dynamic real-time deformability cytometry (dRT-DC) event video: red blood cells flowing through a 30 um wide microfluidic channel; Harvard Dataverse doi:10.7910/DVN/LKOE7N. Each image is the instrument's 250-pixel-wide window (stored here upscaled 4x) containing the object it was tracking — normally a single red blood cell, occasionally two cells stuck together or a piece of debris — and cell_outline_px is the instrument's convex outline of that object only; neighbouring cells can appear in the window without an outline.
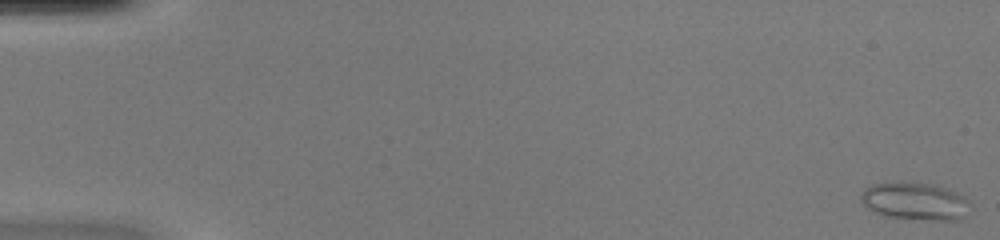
{"species": "common noctule bat (a hibernating species)", "species_latin": "Nyctalus noctula", "temperature_condition": "warm", "stored_images_in_passage": 49, "camera_frame_rate_fps": 3000, "um_per_image_px": 0.085, "animal": {"sex": "female", "body_mass_g": 20.0, "forearm_length_mm": 54.0}, "frame": {"image": 1, "passage_image": 1, "time_ms": 0.0, "image_size_px": [1000, 240], "cell_outline_px": [[968, 200], [964, 220], [936, 220], [884, 216], [872, 212], [860, 200], [860, 196], [864, 188], [872, 184], [936, 184], [948, 188], [964, 196]], "centroid_in_image_um": [77.78, 17.13], "position_along_channel_um": 7.2, "area_um2": 23.47}}
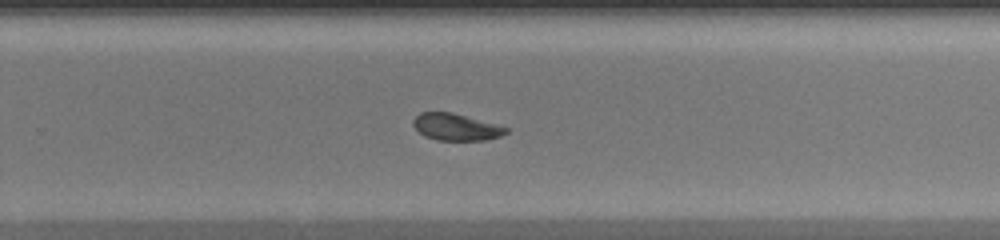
{"frame": {"image": 2, "passage_image": 33, "time_ms": 10.667, "image_size_px": [1000, 240], "cell_outline_px": [[508, 132], [500, 136], [484, 140], [436, 140], [424, 136], [412, 124], [412, 120], [420, 112], [452, 112], [496, 124], [508, 128]], "centroid_in_image_um": [38.74, 10.79], "position_along_channel_um": 291.1, "area_um2": 14.45}}
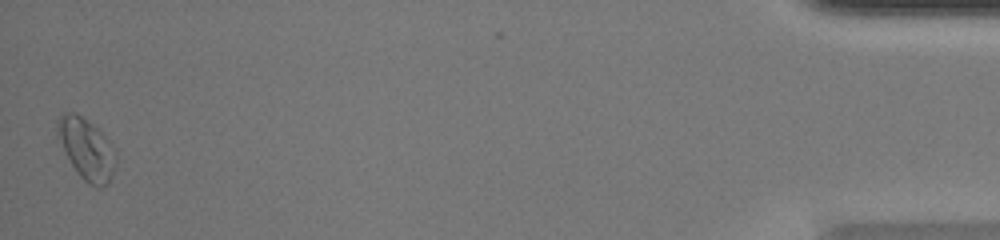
{"frame": {"image": 3, "passage_image": 49, "time_ms": 16.0, "image_size_px": [1000, 240], "cell_outline_px": [[116, 164], [108, 184], [104, 188], [96, 188], [88, 184], [76, 172], [56, 136], [56, 120], [64, 112], [76, 112], [100, 128], [112, 144], [116, 152]], "centroid_in_image_um": [7.36, 12.64], "position_along_channel_um": 427.8, "area_um2": 21.44}, "authors_computed_cell_mechanics": {"area_um2": 16.473, "velocity_mm_per_s": 4.222, "shape_relaxation_time_tau1_ms": 8.2967, "shape_relaxation_time_tau2_ms": 3.4353, "deformation_change_tau1": 0.1741, "deformation_change_tau2": 0.0887}}